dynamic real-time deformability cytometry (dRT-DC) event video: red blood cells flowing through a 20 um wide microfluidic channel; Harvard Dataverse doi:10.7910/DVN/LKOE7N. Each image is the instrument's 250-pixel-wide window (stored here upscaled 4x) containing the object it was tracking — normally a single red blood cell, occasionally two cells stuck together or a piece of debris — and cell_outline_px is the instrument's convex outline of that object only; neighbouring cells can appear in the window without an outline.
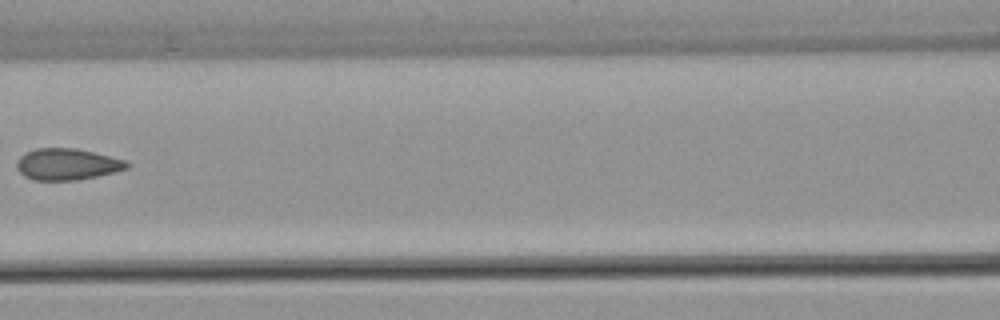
{"species": "common noctule bat (a hibernating species)", "species_latin": "Nyctalus noctula", "temperature_condition": "warm", "stored_images_in_passage": 4, "camera_frame_rate_fps": 3000, "um_per_image_px": 0.085, "animal": {"sex": "female", "body_mass_g": 22.7, "forearm_length_mm": 54.2}, "frame": {"image": 1, "passage_image": 3, "time_ms": 2.667, "image_size_px": [1000, 320], "cell_outline_px": [[132, 164], [128, 168], [96, 176], [76, 180], [32, 180], [24, 176], [16, 168], [16, 160], [24, 152], [36, 148], [76, 148], [128, 160]], "centroid_in_image_um": [5.69, 13.95], "position_along_channel_um": 160.9, "area_um2": 20.4}}
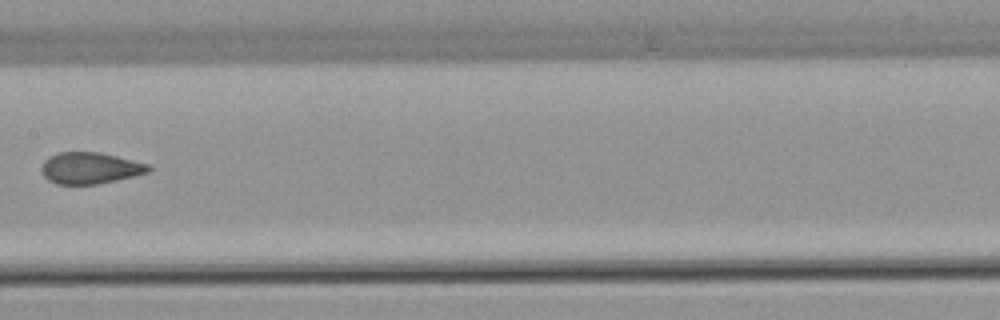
{"frame": {"image": 2, "passage_image": 4, "time_ms": 3.667, "image_size_px": [1000, 320], "cell_outline_px": [[152, 168], [148, 172], [116, 180], [96, 184], [56, 184], [48, 180], [40, 172], [40, 168], [44, 160], [48, 156], [60, 152], [100, 152], [148, 164]], "centroid_in_image_um": [7.6, 14.28], "position_along_channel_um": 199.8, "area_um2": 19.59}}